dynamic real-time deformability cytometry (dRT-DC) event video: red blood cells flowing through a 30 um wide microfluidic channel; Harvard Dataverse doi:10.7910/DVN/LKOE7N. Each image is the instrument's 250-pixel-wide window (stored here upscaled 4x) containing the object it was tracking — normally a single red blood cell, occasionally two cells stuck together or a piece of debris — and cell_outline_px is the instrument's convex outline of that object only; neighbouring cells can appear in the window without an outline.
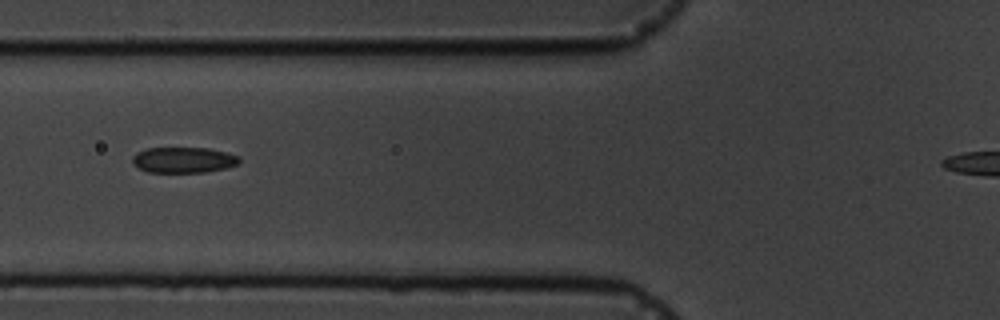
{"species": "common noctule bat (a hibernating species)", "species_latin": "Nyctalus noctula", "temperature_condition": "cold", "stored_images_in_passage": 12, "camera_frame_rate_fps": 3000, "um_per_image_px": 0.085, "animal": {"sex": "male", "body_mass_g": 19.5, "forearm_length_mm": 54.6}, "frame": {"image": 1, "passage_image": 7, "time_ms": 7.667, "image_size_px": [1000, 320], "cell_outline_px": [[240, 160], [236, 164], [224, 168], [204, 172], [148, 172], [132, 164], [132, 156], [136, 152], [148, 148], [208, 148], [240, 156]], "centroid_in_image_um": [15.55, 13.59], "position_along_channel_um": 110.2, "area_um2": 15.9}}
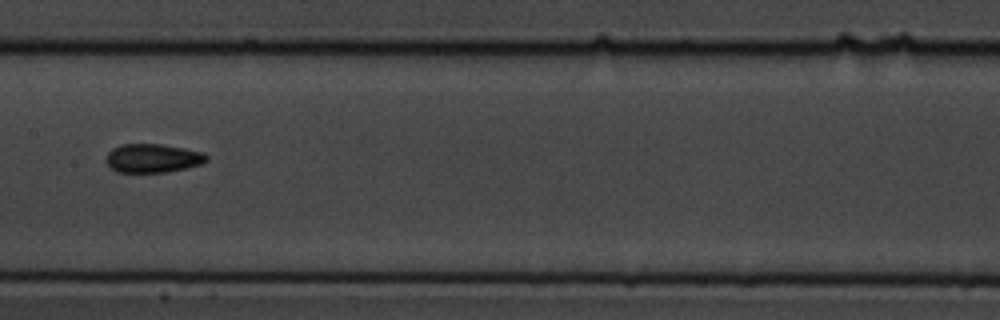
{"frame": {"image": 2, "passage_image": 9, "time_ms": 10.0, "image_size_px": [1000, 320], "cell_outline_px": [[208, 160], [200, 164], [184, 168], [164, 172], [116, 172], [104, 160], [108, 152], [112, 148], [120, 144], [164, 144], [204, 152], [208, 156]], "centroid_in_image_um": [12.96, 13.43], "position_along_channel_um": 194.4, "area_um2": 16.88}}
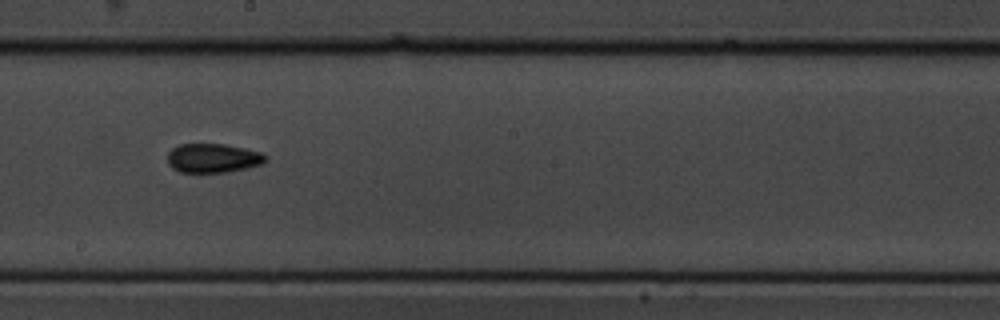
{"frame": {"image": 3, "passage_image": 10, "time_ms": 11.0, "image_size_px": [1000, 320], "cell_outline_px": [[268, 160], [264, 164], [228, 172], [180, 172], [172, 168], [168, 164], [168, 152], [172, 148], [180, 144], [224, 144], [264, 152], [268, 156]], "centroid_in_image_um": [18.16, 13.44], "position_along_channel_um": 230.0, "area_um2": 16.88}}